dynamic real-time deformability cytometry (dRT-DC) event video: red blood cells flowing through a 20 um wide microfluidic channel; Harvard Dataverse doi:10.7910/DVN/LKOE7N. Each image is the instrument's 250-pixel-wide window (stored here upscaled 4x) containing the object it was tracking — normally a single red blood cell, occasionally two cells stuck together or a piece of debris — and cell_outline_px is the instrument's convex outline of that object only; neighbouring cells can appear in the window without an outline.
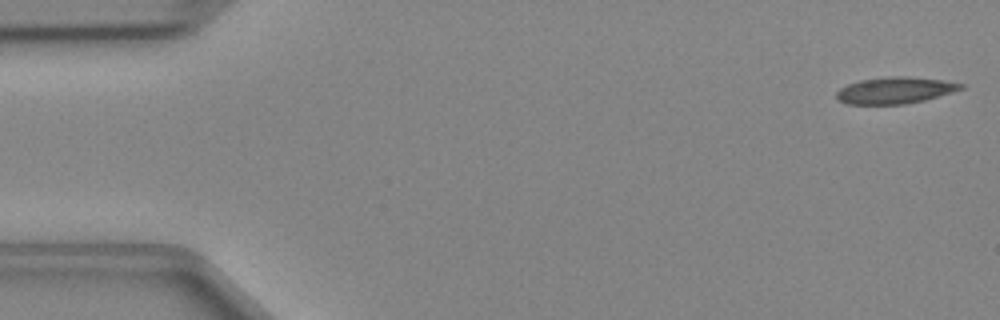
{"species": "Egyptian fruit bat (a non-hibernating species)", "species_latin": "Rousettus aegyptiacus", "temperature_condition": "cold", "stored_images_in_passage": 47, "camera_frame_rate_fps": 3000, "um_per_image_px": 0.085, "animal": {"sex": "female"}, "frame": {"image": 1, "passage_image": 1, "time_ms": 0.0, "image_size_px": [1000, 320], "cell_outline_px": [[964, 88], [924, 100], [904, 104], [848, 104], [840, 100], [836, 96], [836, 92], [840, 88], [848, 84], [860, 80], [940, 80], [964, 84]], "centroid_in_image_um": [76.02, 7.75], "position_along_channel_um": 9.0, "area_um2": 17.57}}
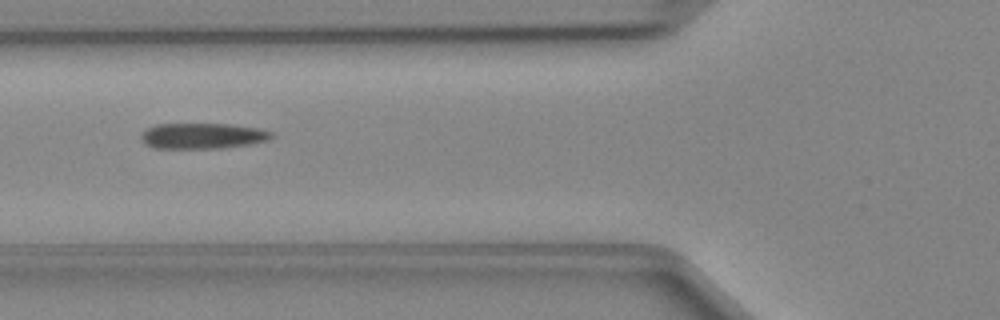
{"frame": {"image": 2, "passage_image": 17, "time_ms": 5.333, "image_size_px": [1000, 320], "cell_outline_px": [[276, 136], [264, 140], [248, 144], [220, 148], [156, 148], [144, 144], [140, 136], [140, 132], [156, 124], [232, 124], [256, 128], [272, 132]], "centroid_in_image_um": [17.16, 11.54], "position_along_channel_um": 108.6, "area_um2": 19.42}}
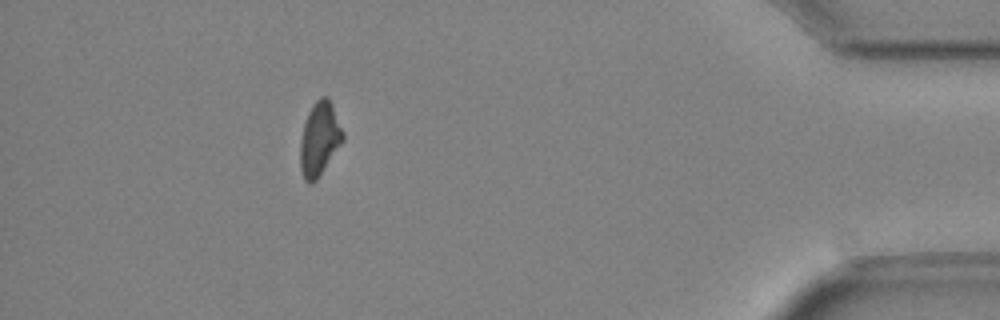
{"frame": {"image": 3, "passage_image": 42, "time_ms": 13.667, "image_size_px": [1000, 320], "cell_outline_px": [[344, 140], [316, 180], [312, 184], [308, 184], [304, 180], [300, 168], [300, 140], [304, 124], [308, 112], [312, 104], [320, 96], [328, 96], [332, 104], [344, 132]], "centroid_in_image_um": [27.15, 11.79], "position_along_channel_um": 408.0, "area_um2": 18.44}}